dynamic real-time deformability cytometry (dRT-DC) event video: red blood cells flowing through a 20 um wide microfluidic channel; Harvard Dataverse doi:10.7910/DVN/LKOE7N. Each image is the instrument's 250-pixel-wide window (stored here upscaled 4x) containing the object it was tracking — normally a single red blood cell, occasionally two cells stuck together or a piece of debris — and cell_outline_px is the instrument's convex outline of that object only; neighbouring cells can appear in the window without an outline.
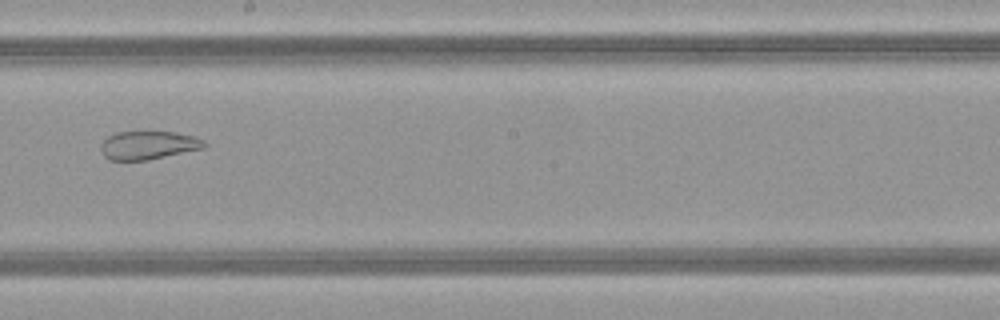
{"species": "common noctule bat (a hibernating species)", "species_latin": "Nyctalus noctula", "temperature_condition": "warm", "stored_images_in_passage": 37, "camera_frame_rate_fps": 3000, "um_per_image_px": 0.085, "animal": {"sex": "female", "body_mass_g": 21.9}, "frame": {"image": 1, "passage_image": 16, "time_ms": 5.0, "image_size_px": [1000, 320], "cell_outline_px": [[208, 144], [204, 148], [148, 160], [108, 160], [104, 156], [100, 148], [100, 144], [108, 136], [116, 132], [176, 132], [196, 136], [204, 140]], "centroid_in_image_um": [12.62, 12.34], "position_along_channel_um": 235.6, "area_um2": 17.22}, "authors_computed_cell_mechanics": {"area_um2": 25.0274, "velocity_mm_per_s": 4.1418, "shape_relaxation_time_tau1_ms": null, "shape_relaxation_time_tau2_ms": 1.2885, "deformation_change_tau1": null, "deformation_change_tau2": 0.0858}}